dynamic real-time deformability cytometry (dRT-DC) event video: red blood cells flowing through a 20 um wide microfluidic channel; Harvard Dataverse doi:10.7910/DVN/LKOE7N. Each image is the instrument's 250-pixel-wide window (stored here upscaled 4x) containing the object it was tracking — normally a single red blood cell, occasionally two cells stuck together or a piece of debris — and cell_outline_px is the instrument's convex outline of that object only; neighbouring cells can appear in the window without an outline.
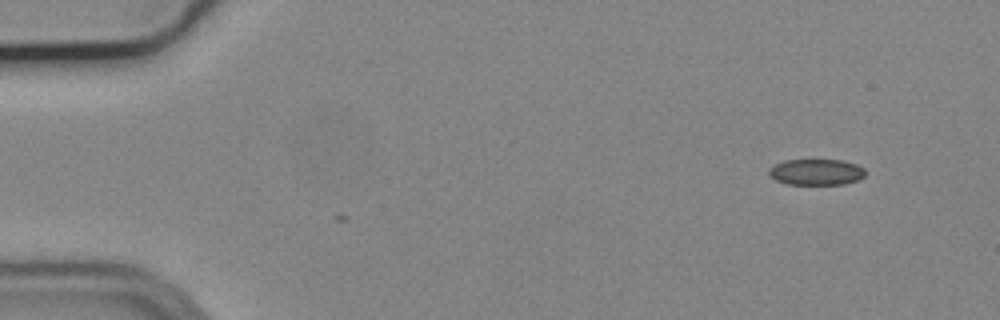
{"species": "common noctule bat (a hibernating species)", "species_latin": "Nyctalus noctula", "temperature_condition": "cold", "stored_images_in_passage": 2, "camera_frame_rate_fps": 3000, "um_per_image_px": 0.085, "animal": {"sex": "male", "body_mass_g": 19.2, "forearm_length_mm": 51.8}, "frame": {"image": 1, "passage_image": 2, "time_ms": 0.333, "image_size_px": [1000, 320], "cell_outline_px": [[864, 176], [856, 180], [844, 184], [788, 184], [776, 180], [768, 176], [768, 168], [784, 160], [840, 160], [856, 164], [864, 168]], "centroid_in_image_um": [69.34, 14.62], "position_along_channel_um": 15.7, "area_um2": 14.57}}